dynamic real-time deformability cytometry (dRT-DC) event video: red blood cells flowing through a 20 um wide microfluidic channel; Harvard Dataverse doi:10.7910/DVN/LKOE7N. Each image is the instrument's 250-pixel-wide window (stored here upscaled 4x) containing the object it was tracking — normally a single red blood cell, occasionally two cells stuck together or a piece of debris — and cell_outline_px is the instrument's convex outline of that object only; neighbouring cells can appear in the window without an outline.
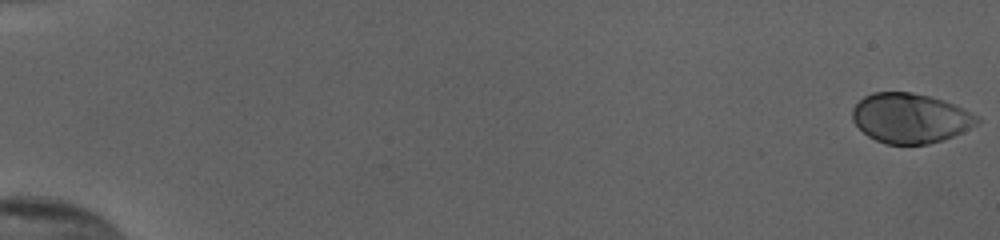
{"species": "human", "species_latin": "Homo sapiens", "temperature_condition": "cold", "stored_images_in_passage": 55, "camera_frame_rate_fps": 3000, "um_per_image_px": 0.085, "donor": {"sex": "female"}, "frame": {"image": 1, "passage_image": 1, "time_ms": 0.0, "image_size_px": [1000, 240], "cell_outline_px": [[980, 120], [976, 124], [964, 132], [928, 144], [884, 144], [868, 136], [852, 120], [852, 108], [864, 96], [872, 92], [912, 92], [944, 100], [964, 108], [980, 116]], "centroid_in_image_um": [77.38, 10.03], "position_along_channel_um": 7.6, "area_um2": 36.24}}
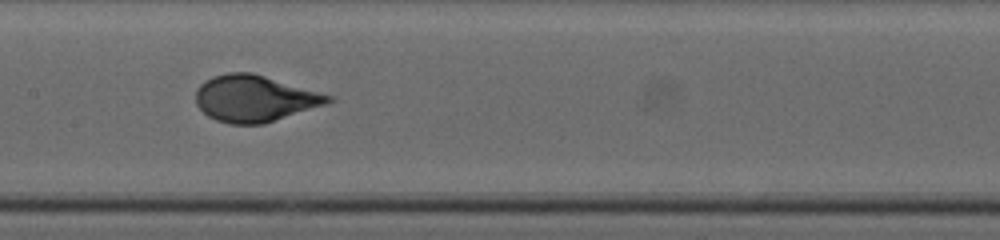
{"frame": {"image": 2, "passage_image": 30, "time_ms": 9.667, "image_size_px": [1000, 240], "cell_outline_px": [[336, 100], [328, 104], [264, 124], [228, 124], [216, 120], [208, 116], [196, 104], [196, 88], [204, 80], [212, 76], [228, 72], [252, 72], [336, 96]], "centroid_in_image_um": [21.69, 8.37], "position_along_channel_um": 185.7, "area_um2": 36.41}}
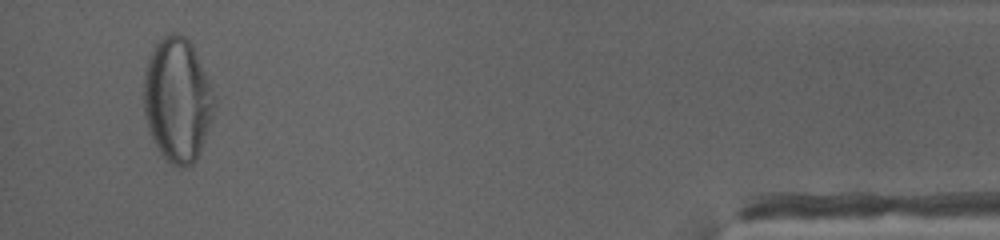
{"frame": {"image": 3, "passage_image": 53, "time_ms": 17.333, "image_size_px": [1000, 240], "cell_outline_px": [[216, 104], [212, 120], [200, 152], [196, 160], [192, 164], [184, 168], [180, 168], [172, 164], [160, 152], [148, 128], [144, 112], [144, 72], [148, 56], [152, 48], [168, 32], [176, 32], [184, 36], [192, 44], [196, 52], [216, 96]], "centroid_in_image_um": [15.1, 8.47], "position_along_channel_um": 420.1, "area_um2": 51.38}, "authors_computed_cell_mechanics": {"area_um2": 35.9516, "velocity_mm_per_s": 3.8447, "shape_relaxation_time_tau1_ms": 4.2639, "shape_relaxation_time_tau2_ms": null, "deformation_change_tau1": 0.2061, "deformation_change_tau2": null}}